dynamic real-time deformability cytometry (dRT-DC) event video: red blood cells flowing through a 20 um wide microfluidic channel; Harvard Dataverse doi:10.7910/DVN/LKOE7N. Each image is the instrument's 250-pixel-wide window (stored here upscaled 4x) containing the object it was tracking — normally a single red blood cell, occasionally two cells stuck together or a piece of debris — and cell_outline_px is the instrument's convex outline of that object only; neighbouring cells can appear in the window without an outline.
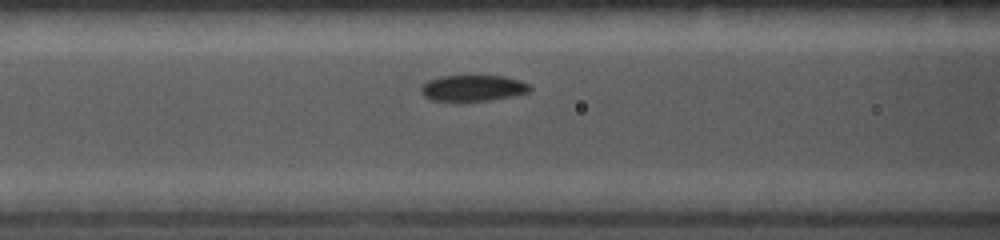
{"species": "common noctule bat (a hibernating species)", "species_latin": "Nyctalus noctula", "temperature_condition": "cold", "stored_images_in_passage": 17, "camera_frame_rate_fps": 5000, "um_per_image_px": 0.085, "animal": {"sex": "female", "body_mass_g": 19.0, "forearm_length_mm": 56.7}, "frame": {"image": 1, "passage_image": 15, "time_ms": 2.8, "image_size_px": [1000, 240], "cell_outline_px": [[532, 88], [528, 92], [512, 96], [488, 100], [432, 100], [424, 96], [420, 92], [420, 88], [428, 80], [440, 76], [504, 76], [520, 80], [528, 84]], "centroid_in_image_um": [40.2, 7.47], "position_along_channel_um": 126.4, "area_um2": 16.3}}